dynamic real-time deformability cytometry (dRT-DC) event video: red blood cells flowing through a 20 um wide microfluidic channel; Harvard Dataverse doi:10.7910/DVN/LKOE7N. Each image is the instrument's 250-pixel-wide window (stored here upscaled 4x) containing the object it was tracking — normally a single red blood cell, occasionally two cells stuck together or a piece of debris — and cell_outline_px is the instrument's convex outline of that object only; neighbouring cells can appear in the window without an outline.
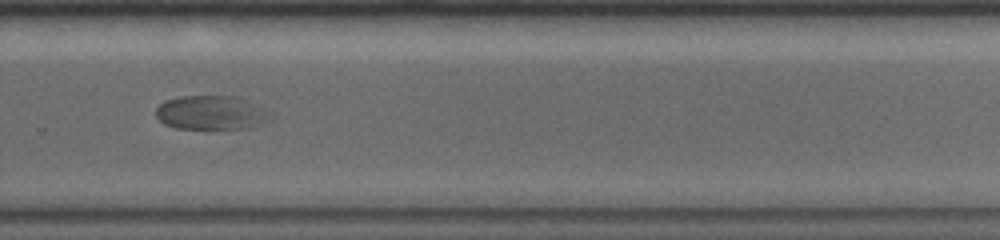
{"species": "common noctule bat (a hibernating species)", "species_latin": "Nyctalus noctula", "temperature_condition": "warm", "stored_images_in_passage": 20, "camera_frame_rate_fps": 5000, "um_per_image_px": 0.085, "animal": {"sex": "female", "body_mass_g": 19.0, "forearm_length_mm": 56.7}, "frame": {"image": 1, "passage_image": 15, "time_ms": 8.2, "image_size_px": [1000, 240], "cell_outline_px": [[276, 116], [272, 120], [248, 128], [176, 128], [164, 124], [156, 116], [156, 108], [164, 100], [180, 96], [236, 96], [260, 104], [276, 112]], "centroid_in_image_um": [18.08, 9.56], "position_along_channel_um": 311.7, "area_um2": 23.35}}